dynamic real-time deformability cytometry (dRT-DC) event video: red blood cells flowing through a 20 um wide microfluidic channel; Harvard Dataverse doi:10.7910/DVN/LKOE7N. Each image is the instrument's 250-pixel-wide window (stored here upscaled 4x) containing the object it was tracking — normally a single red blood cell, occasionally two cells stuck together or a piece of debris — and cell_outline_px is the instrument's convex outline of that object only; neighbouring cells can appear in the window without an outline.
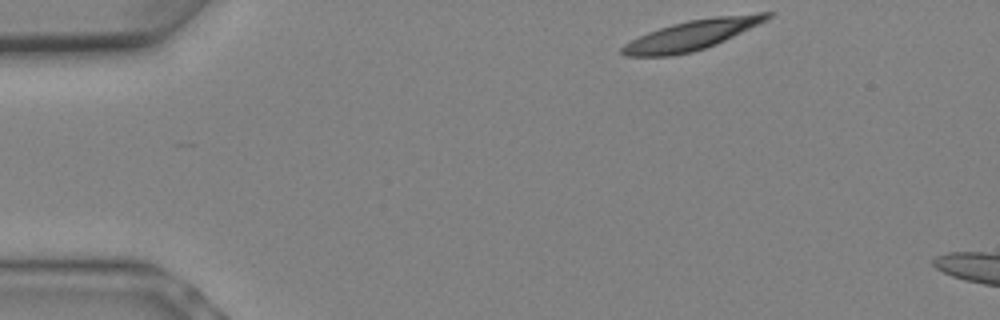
{"species": "Egyptian fruit bat (a non-hibernating species)", "species_latin": "Rousettus aegyptiacus", "temperature_condition": "warm", "stored_images_in_passage": 3, "camera_frame_rate_fps": 3000, "um_per_image_px": 0.085, "animal": {"sex": "female"}, "frame": {"image": 1, "passage_image": 1, "time_ms": 0.0, "image_size_px": [1000, 320], "cell_outline_px": [[776, 12], [772, 16], [716, 44], [692, 52], [672, 56], [624, 56], [620, 52], [620, 48], [624, 44], [648, 32], [672, 24], [688, 20], [716, 16], [756, 12]], "centroid_in_image_um": [58.77, 2.97], "position_along_channel_um": 26.2, "area_um2": 24.91}}